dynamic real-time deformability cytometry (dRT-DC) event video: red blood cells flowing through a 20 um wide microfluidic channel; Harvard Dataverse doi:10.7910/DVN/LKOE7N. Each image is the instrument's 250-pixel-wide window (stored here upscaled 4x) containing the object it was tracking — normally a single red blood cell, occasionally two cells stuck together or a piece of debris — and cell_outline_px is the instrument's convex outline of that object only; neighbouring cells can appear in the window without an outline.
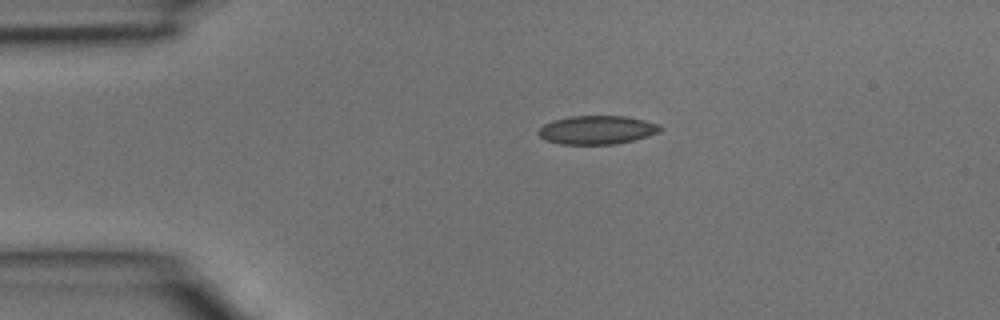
{"species": "common noctule bat (a hibernating species)", "species_latin": "Nyctalus noctula", "temperature_condition": "room temperature", "stored_images_in_passage": 3, "camera_frame_rate_fps": 3000, "um_per_image_px": 0.085, "animal": {"sex": "male", "body_mass_g": 15.6}, "frame": {"image": 1, "passage_image": 1, "time_ms": 0.0, "image_size_px": [1000, 320], "cell_outline_px": [[664, 128], [660, 132], [648, 136], [616, 144], [560, 144], [548, 140], [540, 136], [536, 132], [544, 124], [552, 120], [568, 116], [624, 116], [644, 120], [660, 124]], "centroid_in_image_um": [50.76, 11.03], "position_along_channel_um": 34.2, "area_um2": 20.35}}